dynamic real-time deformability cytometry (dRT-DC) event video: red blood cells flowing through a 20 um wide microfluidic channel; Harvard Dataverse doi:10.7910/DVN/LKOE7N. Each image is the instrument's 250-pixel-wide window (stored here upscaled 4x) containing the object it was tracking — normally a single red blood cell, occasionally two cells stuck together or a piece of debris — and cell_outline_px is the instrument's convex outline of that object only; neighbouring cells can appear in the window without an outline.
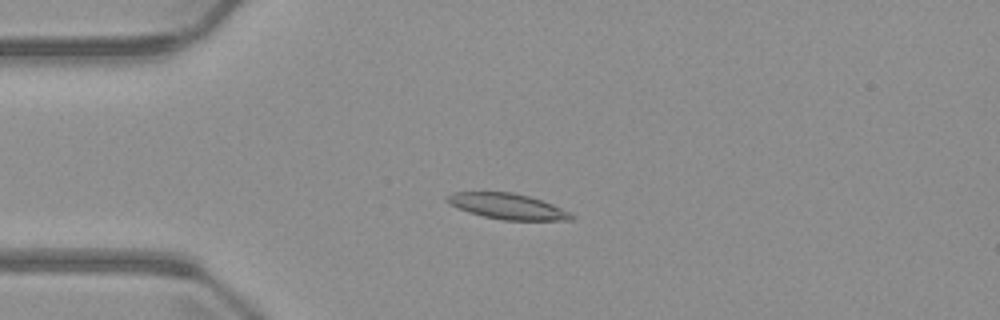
{"species": "common noctule bat (a hibernating species)", "species_latin": "Nyctalus noctula", "temperature_condition": "warm", "stored_images_in_passage": 4, "camera_frame_rate_fps": 3000, "um_per_image_px": 0.085, "animal": {"sex": "male", "body_mass_g": 23.1, "forearm_length_mm": 52.7}, "frame": {"image": 1, "passage_image": 3, "time_ms": 3.333, "image_size_px": [1000, 320], "cell_outline_px": [[576, 216], [572, 220], [504, 220], [484, 216], [468, 212], [448, 204], [444, 200], [444, 196], [452, 192], [512, 192], [528, 196], [552, 204], [572, 212]], "centroid_in_image_um": [43.12, 17.53], "position_along_channel_um": 41.9, "area_um2": 18.73}}